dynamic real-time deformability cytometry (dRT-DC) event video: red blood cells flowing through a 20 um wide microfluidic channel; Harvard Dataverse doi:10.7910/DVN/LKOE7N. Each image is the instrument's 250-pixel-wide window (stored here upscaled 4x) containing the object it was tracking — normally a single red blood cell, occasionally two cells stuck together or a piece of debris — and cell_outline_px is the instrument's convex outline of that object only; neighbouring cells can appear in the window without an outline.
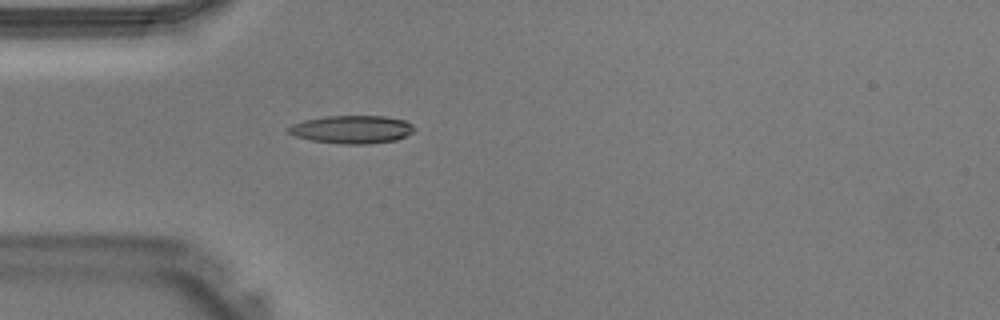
{"species": "Egyptian fruit bat (a non-hibernating species)", "species_latin": "Rousettus aegyptiacus", "temperature_condition": "warm", "stored_images_in_passage": 30, "camera_frame_rate_fps": 3000, "um_per_image_px": 0.085, "animal": {"sex": "male"}, "frame": {"image": 1, "passage_image": 1, "time_ms": 0.0, "image_size_px": [1000, 320], "cell_outline_px": [[416, 128], [412, 132], [396, 140], [368, 144], [344, 144], [312, 140], [296, 136], [288, 132], [288, 128], [292, 124], [304, 120], [324, 116], [384, 116], [404, 120], [412, 124]], "centroid_in_image_um": [29.93, 10.99], "position_along_channel_um": 55.1, "area_um2": 20.4}}
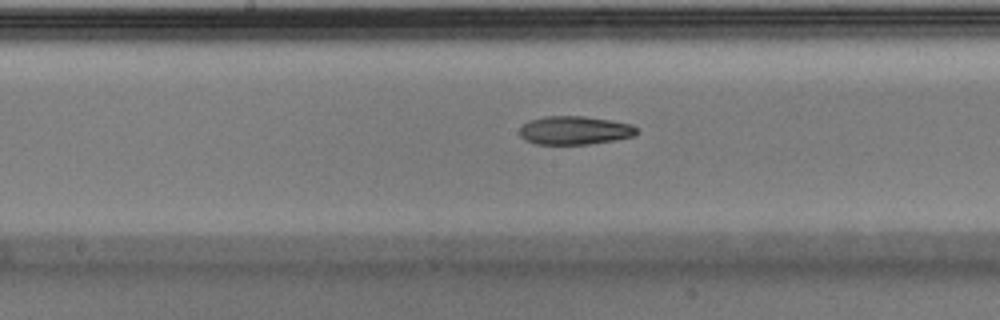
{"frame": {"image": 2, "passage_image": 10, "time_ms": 3.0, "image_size_px": [1000, 320], "cell_outline_px": [[640, 132], [636, 136], [588, 144], [536, 144], [524, 140], [520, 136], [520, 128], [528, 120], [544, 116], [584, 116], [612, 120], [632, 124]], "centroid_in_image_um": [48.86, 11.07], "position_along_channel_um": 199.3, "area_um2": 19.59}}
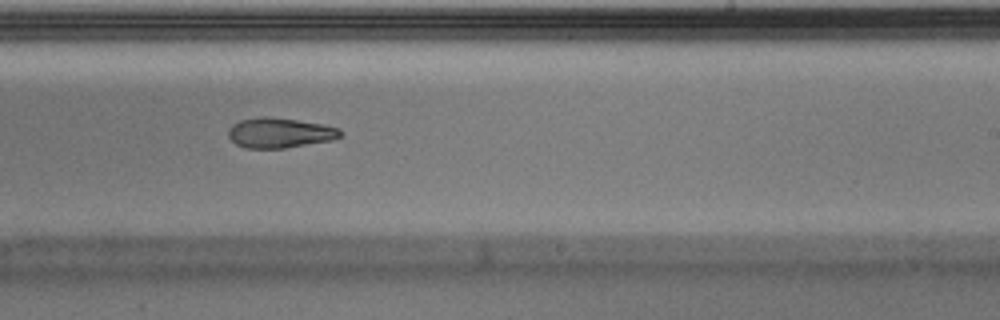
{"frame": {"image": 3, "passage_image": 14, "time_ms": 4.333, "image_size_px": [1000, 320], "cell_outline_px": [[344, 132], [340, 136], [332, 140], [284, 148], [244, 148], [236, 144], [228, 136], [228, 128], [232, 124], [240, 120], [264, 116], [268, 116], [324, 124], [340, 128]], "centroid_in_image_um": [23.78, 11.28], "position_along_channel_um": 265.2, "area_um2": 19.71}}